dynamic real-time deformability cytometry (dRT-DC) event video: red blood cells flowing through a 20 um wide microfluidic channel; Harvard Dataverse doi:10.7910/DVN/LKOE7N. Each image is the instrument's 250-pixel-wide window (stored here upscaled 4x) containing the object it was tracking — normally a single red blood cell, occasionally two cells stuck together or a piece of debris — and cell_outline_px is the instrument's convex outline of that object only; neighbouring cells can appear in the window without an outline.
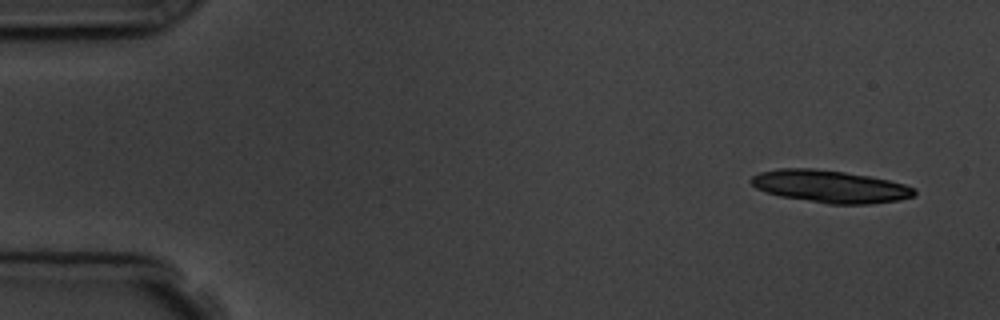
{"species": "common noctule bat (a hibernating species)", "species_latin": "Nyctalus noctula", "temperature_condition": "room temperature", "stored_images_in_passage": 4, "camera_frame_rate_fps": 3000, "um_per_image_px": 0.085, "animal": {"sex": "male", "body_mass_g": 19.5, "forearm_length_mm": 54.6}, "frame": {"image": 1, "passage_image": 1, "time_ms": 0.0, "image_size_px": [1000, 320], "cell_outline_px": [[916, 196], [900, 200], [872, 204], [828, 204], [780, 196], [764, 192], [756, 188], [748, 180], [752, 176], [760, 172], [780, 168], [812, 168], [844, 172], [868, 176], [888, 180], [904, 184], [916, 188]], "centroid_in_image_um": [70.56, 15.85], "position_along_channel_um": 14.4, "area_um2": 31.04}}